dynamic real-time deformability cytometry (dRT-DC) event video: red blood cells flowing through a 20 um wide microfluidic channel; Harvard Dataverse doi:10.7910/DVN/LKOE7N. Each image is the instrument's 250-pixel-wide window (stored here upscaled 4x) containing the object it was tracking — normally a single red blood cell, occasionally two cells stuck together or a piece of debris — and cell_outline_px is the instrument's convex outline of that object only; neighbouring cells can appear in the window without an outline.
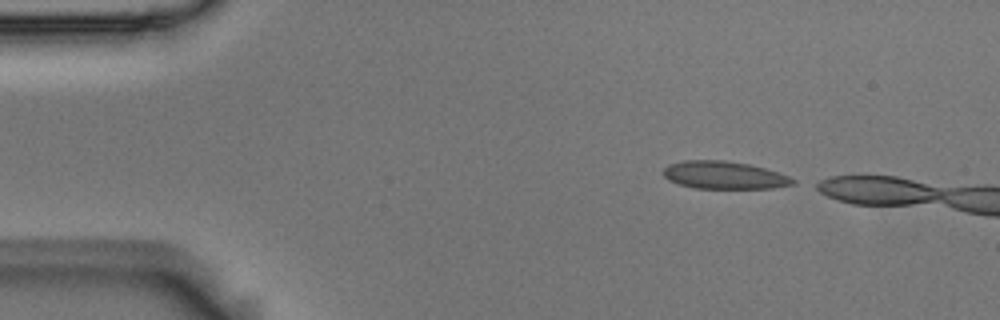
{"species": "Egyptian fruit bat (a non-hibernating species)", "species_latin": "Rousettus aegyptiacus", "temperature_condition": "room temperature", "stored_images_in_passage": 5, "camera_frame_rate_fps": 3000, "um_per_image_px": 0.085, "animal": {"sex": "male"}, "frame": {"image": 1, "passage_image": 1, "time_ms": 0.0, "image_size_px": [1000, 320], "cell_outline_px": [[796, 184], [772, 188], [696, 188], [680, 184], [668, 180], [664, 176], [664, 168], [668, 164], [684, 160], [724, 160], [748, 164], [764, 168], [788, 176], [796, 180]], "centroid_in_image_um": [61.55, 14.88], "position_along_channel_um": 23.5, "area_um2": 20.75}}